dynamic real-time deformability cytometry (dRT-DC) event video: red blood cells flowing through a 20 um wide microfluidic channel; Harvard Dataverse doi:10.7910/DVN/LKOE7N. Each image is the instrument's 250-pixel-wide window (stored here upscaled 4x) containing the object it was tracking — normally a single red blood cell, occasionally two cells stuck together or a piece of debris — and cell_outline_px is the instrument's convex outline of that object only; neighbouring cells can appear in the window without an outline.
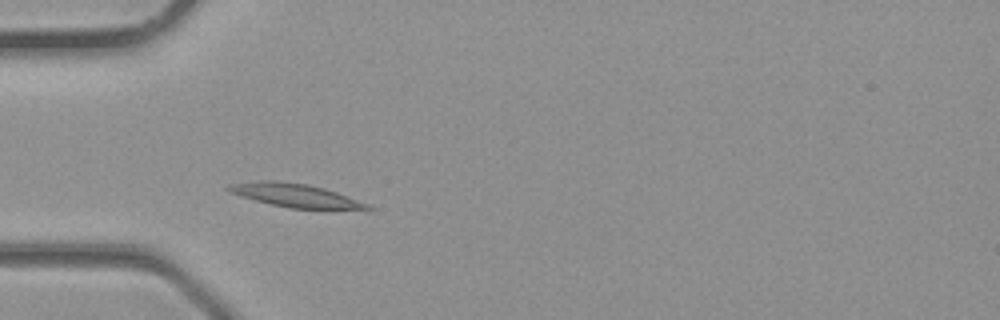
{"species": "common noctule bat (a hibernating species)", "species_latin": "Nyctalus noctula", "temperature_condition": "room temperature", "stored_images_in_passage": 2, "camera_frame_rate_fps": 3000, "um_per_image_px": 0.085, "animal": {"sex": "male", "body_mass_g": 23.1, "forearm_length_mm": 52.7}, "frame": {"image": 1, "passage_image": 1, "time_ms": 0.0, "image_size_px": [1000, 320], "cell_outline_px": [[376, 208], [288, 208], [240, 196], [224, 188], [228, 184], [260, 180], [272, 180], [308, 184], [324, 188], [336, 192], [368, 204]], "centroid_in_image_um": [25.0, 16.58], "position_along_channel_um": 60.0, "area_um2": 18.44}}
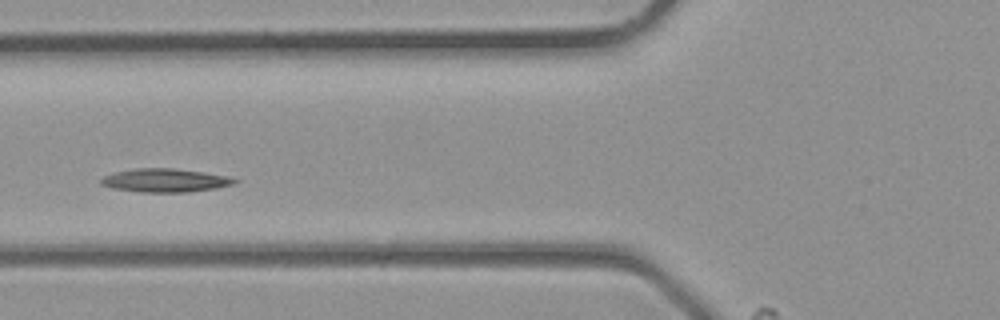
{"frame": {"image": 2, "passage_image": 2, "time_ms": 0.333, "image_size_px": [1000, 320], "cell_outline_px": [[240, 180], [236, 184], [216, 188], [188, 192], [140, 192], [112, 188], [100, 184], [100, 180], [104, 176], [116, 172], [136, 168], [172, 168], [228, 176]], "centroid_in_image_um": [14.05, 15.34], "position_along_channel_um": 111.7, "area_um2": 18.21}}